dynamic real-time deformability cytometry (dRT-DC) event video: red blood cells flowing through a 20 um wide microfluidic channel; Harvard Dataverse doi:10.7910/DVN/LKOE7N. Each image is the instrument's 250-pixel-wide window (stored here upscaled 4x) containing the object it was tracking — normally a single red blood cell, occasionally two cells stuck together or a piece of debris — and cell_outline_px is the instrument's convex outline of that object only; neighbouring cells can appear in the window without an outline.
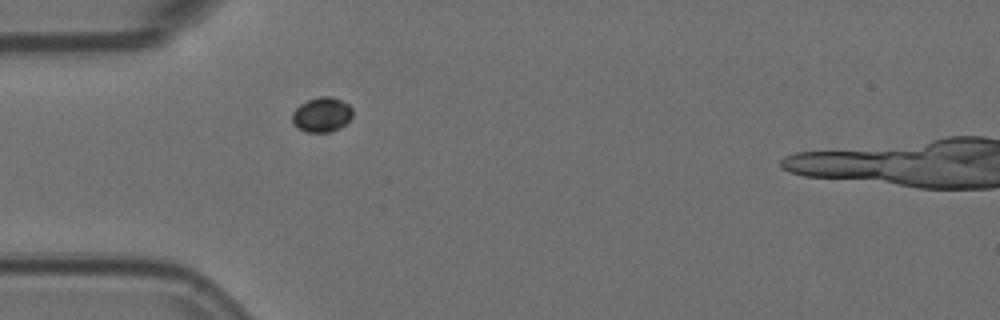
{"species": "Egyptian fruit bat (a non-hibernating species)", "species_latin": "Rousettus aegyptiacus", "temperature_condition": "room temperature", "stored_images_in_passage": 1, "camera_frame_rate_fps": 3000, "um_per_image_px": 0.085, "animal": {"sex": "female"}, "frame": {"image": 1, "passage_image": 1, "time_ms": 0.0, "image_size_px": [1000, 320], "cell_outline_px": [[352, 116], [340, 128], [328, 132], [304, 132], [296, 128], [292, 124], [292, 112], [300, 104], [308, 100], [320, 96], [332, 96], [348, 104], [352, 108]], "centroid_in_image_um": [27.32, 9.75], "position_along_channel_um": 57.7, "area_um2": 12.31}}